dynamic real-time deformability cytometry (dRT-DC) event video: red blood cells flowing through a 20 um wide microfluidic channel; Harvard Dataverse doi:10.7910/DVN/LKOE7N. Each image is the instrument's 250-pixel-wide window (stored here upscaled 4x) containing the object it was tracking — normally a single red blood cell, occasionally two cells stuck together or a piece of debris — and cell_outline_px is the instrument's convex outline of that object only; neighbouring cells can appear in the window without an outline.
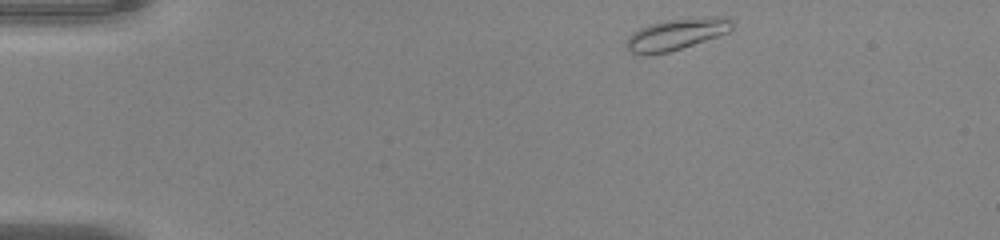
{"species": "common noctule bat (a hibernating species)", "species_latin": "Nyctalus noctula", "temperature_condition": "warm", "stored_images_in_passage": 43, "camera_frame_rate_fps": 3000, "um_per_image_px": 0.085, "animal": {"sex": "male", "body_mass_g": 20.0, "forearm_length_mm": 53.3}, "frame": {"image": 1, "passage_image": 1, "time_ms": 0.0, "image_size_px": [1000, 240], "cell_outline_px": [[732, 28], [728, 32], [668, 52], [644, 56], [632, 52], [624, 44], [628, 36], [640, 28], [652, 24], [668, 20], [700, 16], [724, 16], [732, 20]], "centroid_in_image_um": [57.48, 2.9], "position_along_channel_um": 27.5, "area_um2": 19.19}}
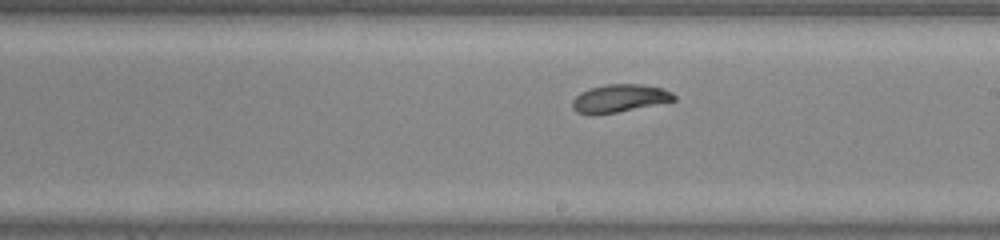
{"frame": {"image": 2, "passage_image": 22, "time_ms": 7.0, "image_size_px": [1000, 240], "cell_outline_px": [[676, 100], [616, 112], [592, 116], [576, 112], [572, 108], [572, 100], [580, 92], [588, 88], [604, 84], [640, 84], [664, 88], [672, 92], [676, 96]], "centroid_in_image_um": [52.61, 8.36], "position_along_channel_um": 236.4, "area_um2": 16.7}}
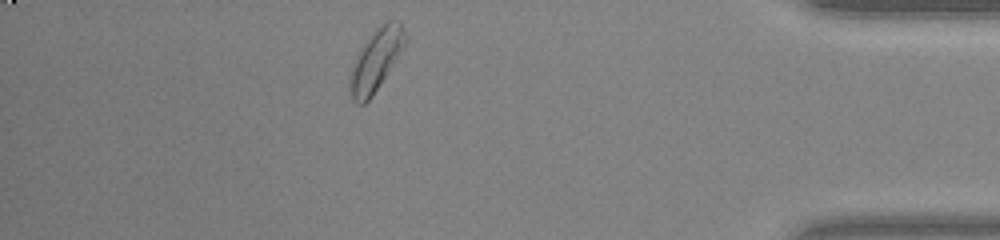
{"frame": {"image": 3, "passage_image": 37, "time_ms": 12.0, "image_size_px": [1000, 240], "cell_outline_px": [[408, 40], [388, 72], [372, 96], [364, 104], [356, 104], [352, 100], [348, 84], [352, 68], [364, 44], [376, 28], [388, 20], [400, 20], [408, 36]], "centroid_in_image_um": [31.99, 5.09], "position_along_channel_um": 403.2, "area_um2": 19.59}, "authors_computed_cell_mechanics": {"area_um2": 17.5134, "velocity_mm_per_s": 4.0906, "shape_relaxation_time_tau1_ms": 2.2105, "shape_relaxation_time_tau2_ms": 3.2768, "deformation_change_tau1": 0.1067, "deformation_change_tau2": 0.0763}}